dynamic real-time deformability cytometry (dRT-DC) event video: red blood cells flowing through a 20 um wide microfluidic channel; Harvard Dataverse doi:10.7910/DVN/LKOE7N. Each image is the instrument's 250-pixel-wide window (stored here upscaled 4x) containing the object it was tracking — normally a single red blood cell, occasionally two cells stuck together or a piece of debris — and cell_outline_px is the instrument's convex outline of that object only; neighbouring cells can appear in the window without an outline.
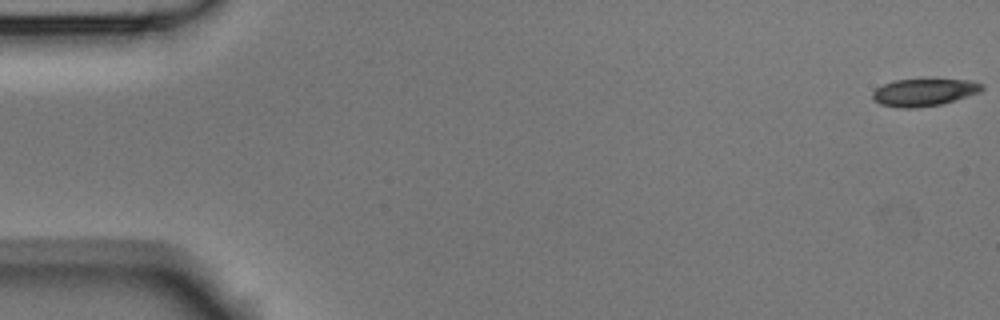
{"species": "Egyptian fruit bat (a non-hibernating species)", "species_latin": "Rousettus aegyptiacus", "temperature_condition": "room temperature", "stored_images_in_passage": 5, "camera_frame_rate_fps": 3000, "um_per_image_px": 0.085, "animal": {"sex": "male"}, "frame": {"image": 1, "passage_image": 1, "time_ms": 0.0, "image_size_px": [1000, 320], "cell_outline_px": [[984, 88], [980, 92], [940, 104], [916, 108], [900, 108], [880, 104], [872, 100], [872, 92], [876, 88], [884, 84], [896, 80], [972, 80], [984, 84]], "centroid_in_image_um": [78.52, 7.85], "position_along_channel_um": 6.5, "area_um2": 17.28}}
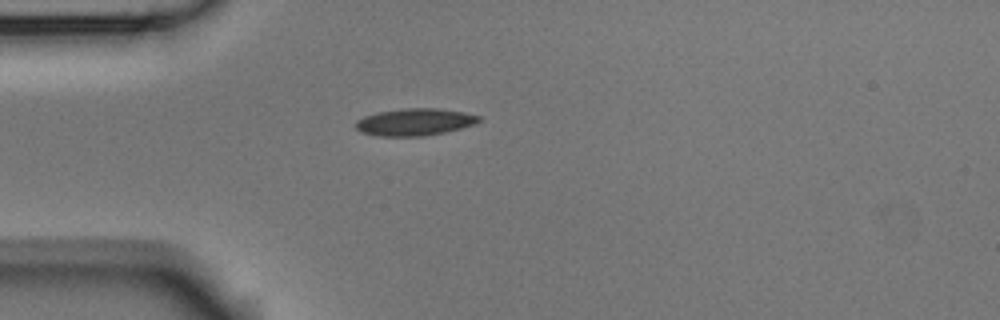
{"frame": {"image": 2, "passage_image": 5, "time_ms": 1.333, "image_size_px": [1000, 320], "cell_outline_px": [[484, 120], [476, 124], [444, 132], [424, 136], [376, 136], [360, 132], [356, 128], [356, 120], [364, 116], [380, 112], [408, 108], [436, 108], [464, 112], [484, 116]], "centroid_in_image_um": [35.31, 10.37], "position_along_channel_um": 49.7, "area_um2": 19.59}}